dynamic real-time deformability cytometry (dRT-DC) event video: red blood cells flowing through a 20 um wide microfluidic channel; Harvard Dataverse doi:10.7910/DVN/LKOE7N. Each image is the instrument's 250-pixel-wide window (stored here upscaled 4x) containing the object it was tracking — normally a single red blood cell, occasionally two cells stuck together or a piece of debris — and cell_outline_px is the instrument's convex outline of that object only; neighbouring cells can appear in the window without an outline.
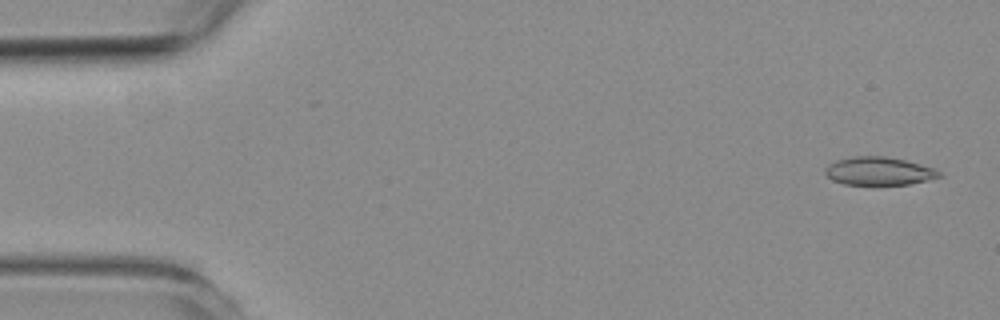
{"species": "common noctule bat (a hibernating species)", "species_latin": "Nyctalus noctula", "temperature_condition": "room temperature", "stored_images_in_passage": 56, "camera_frame_rate_fps": 3000, "um_per_image_px": 0.085, "animal": {"sex": "female", "body_mass_g": 19.3, "forearm_length_mm": 54.1}, "frame": {"image": 1, "passage_image": 2, "time_ms": 0.333, "image_size_px": [1000, 320], "cell_outline_px": [[944, 176], [928, 180], [908, 184], [844, 184], [832, 180], [824, 172], [824, 168], [828, 164], [836, 160], [852, 156], [884, 156], [904, 160], [936, 168]], "centroid_in_image_um": [74.71, 14.53], "position_along_channel_um": 10.3, "area_um2": 18.73}}
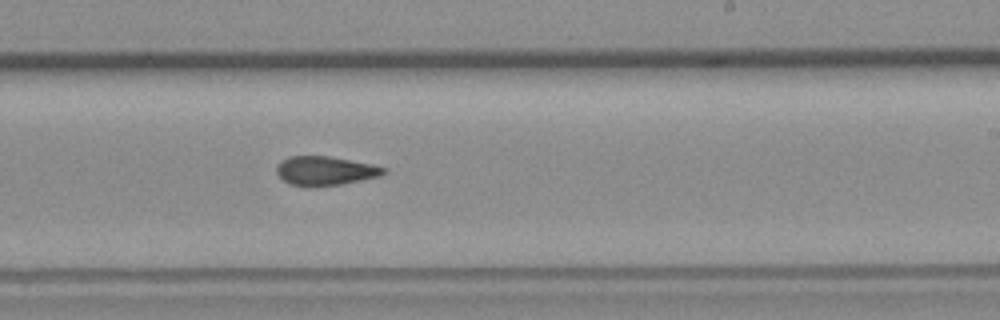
{"frame": {"image": 2, "passage_image": 33, "time_ms": 10.667, "image_size_px": [1000, 320], "cell_outline_px": [[388, 172], [380, 176], [340, 184], [316, 188], [312, 188], [288, 184], [276, 172], [276, 168], [280, 160], [288, 156], [328, 156], [372, 164], [388, 168]], "centroid_in_image_um": [27.63, 14.53], "position_along_channel_um": 261.4, "area_um2": 18.44}}
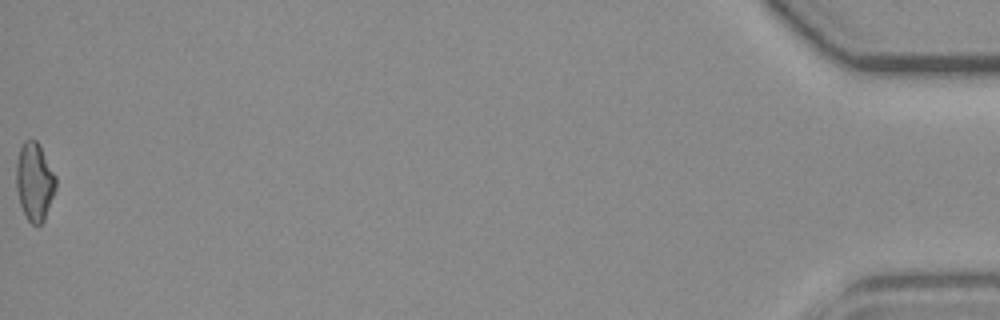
{"frame": {"image": 3, "passage_image": 56, "time_ms": 18.333, "image_size_px": [1000, 320], "cell_outline_px": [[56, 188], [44, 220], [40, 224], [32, 224], [28, 220], [20, 204], [16, 188], [16, 164], [20, 148], [24, 140], [36, 140], [40, 144], [56, 176]], "centroid_in_image_um": [2.94, 15.41], "position_along_channel_um": 432.3, "area_um2": 17.98}, "authors_computed_cell_mechanics": {"area_um2": 18.4671, "velocity_mm_per_s": 3.652, "shape_relaxation_time_tau1_ms": null, "shape_relaxation_time_tau2_ms": 4.7271, "deformation_change_tau1": null, "deformation_change_tau2": 0.1381}}